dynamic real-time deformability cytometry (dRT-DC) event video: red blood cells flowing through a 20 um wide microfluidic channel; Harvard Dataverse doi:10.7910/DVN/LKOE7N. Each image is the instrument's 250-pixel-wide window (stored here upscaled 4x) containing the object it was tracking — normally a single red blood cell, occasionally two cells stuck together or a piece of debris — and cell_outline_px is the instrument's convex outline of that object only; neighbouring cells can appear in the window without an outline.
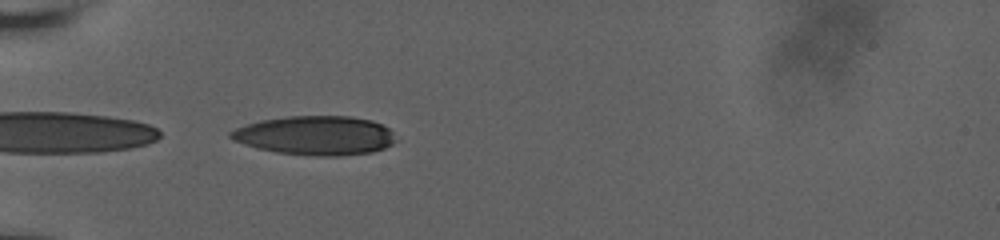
{"species": "human", "species_latin": "Homo sapiens", "temperature_condition": "room temperature", "stored_images_in_passage": 20, "camera_frame_rate_fps": 3000, "um_per_image_px": 0.085, "donor": {"sex": "male"}, "frame": {"image": 1, "passage_image": 1, "time_ms": 0.0, "image_size_px": [1000, 240], "cell_outline_px": [[396, 140], [392, 144], [384, 148], [372, 152], [340, 156], [316, 156], [276, 152], [256, 148], [232, 140], [228, 136], [228, 132], [236, 128], [260, 120], [288, 116], [352, 116], [372, 120], [388, 128], [392, 132]], "centroid_in_image_um": [26.79, 11.51], "position_along_channel_um": 58.2, "area_um2": 37.74}}
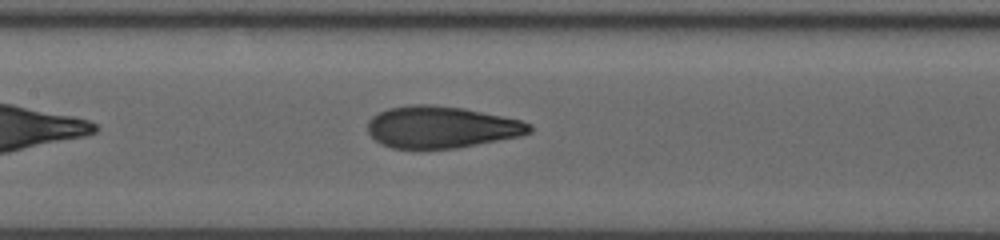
{"frame": {"image": 2, "passage_image": 12, "time_ms": 3.333, "image_size_px": [1000, 240], "cell_outline_px": [[532, 132], [520, 136], [456, 148], [392, 148], [380, 144], [368, 132], [368, 120], [372, 116], [388, 108], [412, 104], [432, 104], [464, 108], [520, 120], [532, 124]], "centroid_in_image_um": [37.5, 10.8], "position_along_channel_um": 169.9, "area_um2": 39.36}}
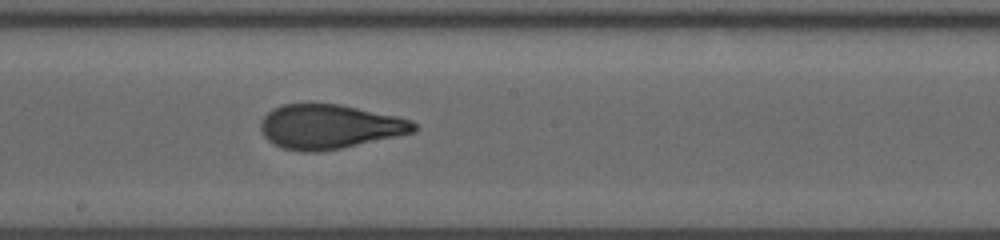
{"frame": {"image": 3, "passage_image": 19, "time_ms": 4.667, "image_size_px": [1000, 240], "cell_outline_px": [[416, 128], [412, 132], [396, 136], [340, 148], [316, 152], [304, 152], [284, 148], [272, 144], [260, 132], [260, 124], [264, 116], [268, 112], [284, 104], [340, 104], [396, 116], [412, 120], [416, 124]], "centroid_in_image_um": [27.97, 10.77], "position_along_channel_um": 220.2, "area_um2": 39.19}}